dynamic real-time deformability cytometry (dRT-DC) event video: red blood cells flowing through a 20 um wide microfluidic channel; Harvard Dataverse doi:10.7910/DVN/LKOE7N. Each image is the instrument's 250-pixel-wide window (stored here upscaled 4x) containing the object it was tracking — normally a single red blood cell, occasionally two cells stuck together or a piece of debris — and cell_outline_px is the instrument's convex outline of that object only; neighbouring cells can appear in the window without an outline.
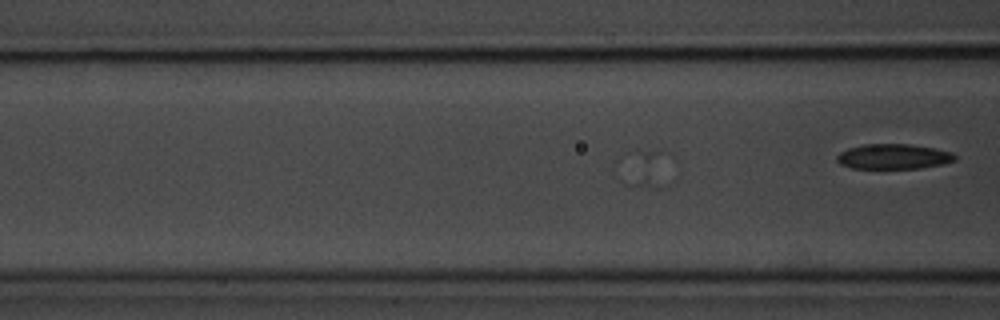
{"species": "common noctule bat (a hibernating species)", "species_latin": "Nyctalus noctula", "temperature_condition": "room temperature", "stored_images_in_passage": 3, "camera_frame_rate_fps": 3000, "um_per_image_px": 0.085, "animal": {"sex": "male", "body_mass_g": 20.1, "forearm_length_mm": 53.5}, "frame": {"image": 1, "passage_image": 3, "time_ms": 0.667, "image_size_px": [1000, 320], "cell_outline_px": [[956, 160], [944, 164], [920, 168], [852, 168], [840, 164], [836, 160], [836, 156], [840, 152], [848, 148], [864, 144], [912, 144], [936, 148], [952, 152], [956, 156]], "centroid_in_image_um": [75.96, 13.3], "position_along_channel_um": 90.6, "area_um2": 17.4}}